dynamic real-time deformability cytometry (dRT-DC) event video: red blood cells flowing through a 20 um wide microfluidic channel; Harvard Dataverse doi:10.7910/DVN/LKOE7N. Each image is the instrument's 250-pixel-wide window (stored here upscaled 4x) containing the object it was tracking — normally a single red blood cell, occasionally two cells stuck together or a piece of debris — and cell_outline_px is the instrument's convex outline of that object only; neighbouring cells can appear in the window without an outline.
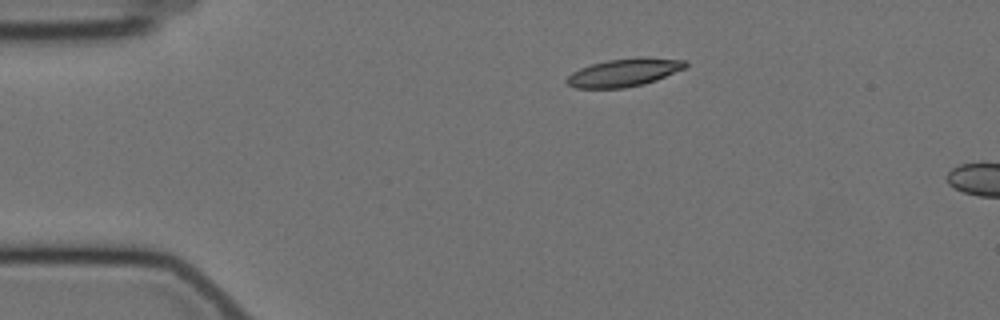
{"species": "Egyptian fruit bat (a non-hibernating species)", "species_latin": "Rousettus aegyptiacus", "temperature_condition": "cold", "stored_images_in_passage": 4, "camera_frame_rate_fps": 3000, "um_per_image_px": 0.085, "animal": {"sex": "female"}, "frame": {"image": 1, "passage_image": 1, "time_ms": 0.0, "image_size_px": [1000, 320], "cell_outline_px": [[688, 68], [656, 80], [644, 84], [624, 88], [576, 88], [568, 84], [564, 80], [572, 72], [580, 68], [592, 64], [608, 60], [640, 56], [644, 56], [688, 60]], "centroid_in_image_um": [53.12, 6.15], "position_along_channel_um": 31.9, "area_um2": 19.71}}